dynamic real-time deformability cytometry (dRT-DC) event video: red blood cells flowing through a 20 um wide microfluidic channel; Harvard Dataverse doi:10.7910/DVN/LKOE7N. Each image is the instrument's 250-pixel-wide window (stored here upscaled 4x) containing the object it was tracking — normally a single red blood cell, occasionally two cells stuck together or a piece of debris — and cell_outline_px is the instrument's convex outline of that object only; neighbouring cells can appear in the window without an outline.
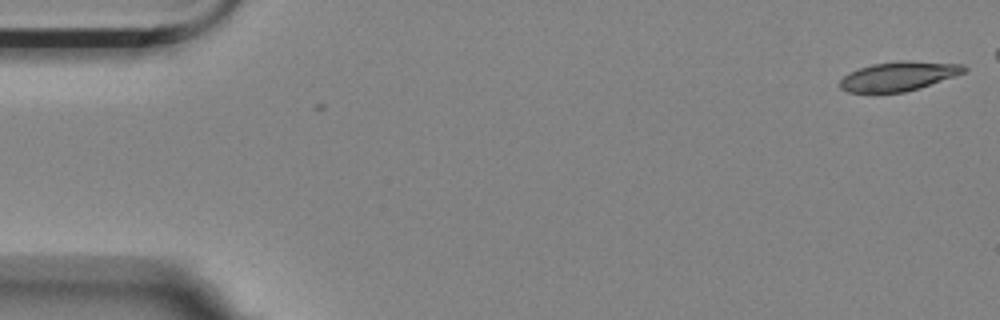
{"species": "Egyptian fruit bat (a non-hibernating species)", "species_latin": "Rousettus aegyptiacus", "temperature_condition": "room temperature", "stored_images_in_passage": 2, "camera_frame_rate_fps": 3000, "um_per_image_px": 0.085, "animal": {"sex": "female"}, "frame": {"image": 1, "passage_image": 1, "time_ms": 0.0, "image_size_px": [1000, 320], "cell_outline_px": [[968, 68], [964, 72], [956, 76], [920, 88], [904, 92], [848, 92], [840, 88], [840, 80], [848, 72], [872, 64], [900, 60], [908, 60], [964, 64]], "centroid_in_image_um": [76.41, 6.46], "position_along_channel_um": 8.6, "area_um2": 21.27}}